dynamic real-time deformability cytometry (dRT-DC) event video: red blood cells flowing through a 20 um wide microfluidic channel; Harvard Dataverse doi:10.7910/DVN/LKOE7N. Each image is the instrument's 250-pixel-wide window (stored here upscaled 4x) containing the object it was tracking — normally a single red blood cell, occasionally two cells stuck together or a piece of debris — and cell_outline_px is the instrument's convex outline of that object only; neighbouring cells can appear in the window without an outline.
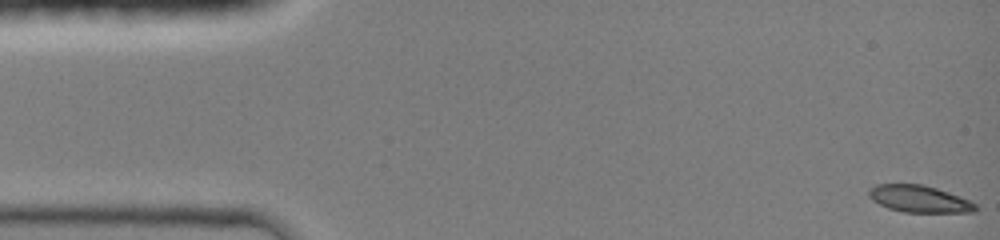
{"species": "common noctule bat (a hibernating species)", "species_latin": "Nyctalus noctula", "temperature_condition": "room temperature", "stored_images_in_passage": 10, "camera_frame_rate_fps": 3000, "um_per_image_px": 0.085, "animal": {"sex": "female", "body_mass_g": 19.0, "forearm_length_mm": 51.5}, "frame": {"image": 1, "passage_image": 1, "time_ms": 0.0, "image_size_px": [1000, 240], "cell_outline_px": [[976, 212], [904, 212], [888, 208], [872, 200], [868, 196], [868, 188], [876, 184], [924, 184], [960, 196], [976, 204]], "centroid_in_image_um": [78.1, 16.9], "position_along_channel_um": 6.9, "area_um2": 16.76}}
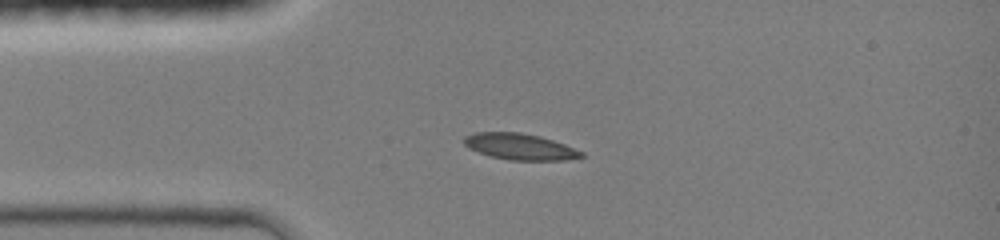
{"frame": {"image": 2, "passage_image": 9, "time_ms": 3.333, "image_size_px": [1000, 240], "cell_outline_px": [[584, 156], [564, 160], [508, 160], [492, 156], [468, 148], [464, 144], [464, 136], [476, 132], [520, 132], [540, 136], [564, 144], [584, 152]], "centroid_in_image_um": [44.19, 12.46], "position_along_channel_um": 40.8, "area_um2": 17.8}}